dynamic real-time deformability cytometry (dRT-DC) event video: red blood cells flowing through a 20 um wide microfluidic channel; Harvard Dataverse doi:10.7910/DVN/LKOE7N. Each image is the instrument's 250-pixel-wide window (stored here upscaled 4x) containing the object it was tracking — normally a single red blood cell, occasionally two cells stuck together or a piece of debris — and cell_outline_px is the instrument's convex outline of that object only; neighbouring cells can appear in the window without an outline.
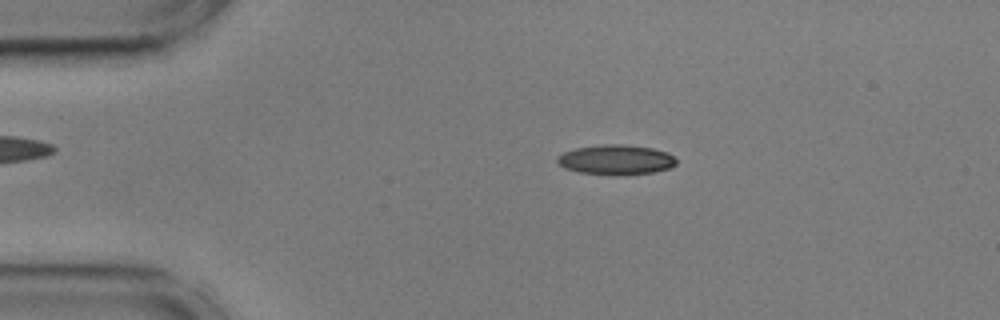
{"species": "common noctule bat (a hibernating species)", "species_latin": "Nyctalus noctula", "temperature_condition": "cold", "stored_images_in_passage": 55, "camera_frame_rate_fps": 3000, "um_per_image_px": 0.085, "animal": {"sex": "male", "body_mass_g": 17.9, "forearm_length_mm": 54.2}, "frame": {"image": 1, "passage_image": 10, "time_ms": 3.0, "image_size_px": [1000, 320], "cell_outline_px": [[676, 164], [668, 168], [652, 172], [580, 172], [564, 168], [556, 160], [556, 156], [564, 152], [576, 148], [604, 144], [624, 144], [652, 148], [668, 152], [676, 160]], "centroid_in_image_um": [52.34, 13.52], "position_along_channel_um": 32.7, "area_um2": 19.71}}
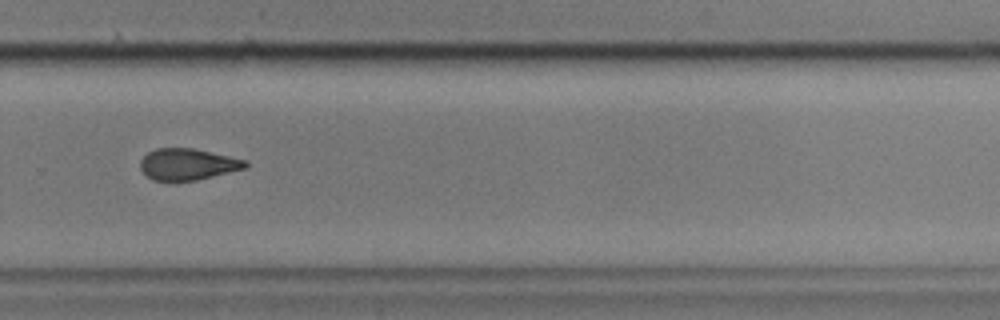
{"frame": {"image": 2, "passage_image": 37, "time_ms": 12.0, "image_size_px": [1000, 320], "cell_outline_px": [[248, 164], [244, 168], [196, 180], [152, 180], [140, 168], [140, 160], [148, 152], [156, 148], [192, 148], [248, 160]], "centroid_in_image_um": [15.94, 13.95], "position_along_channel_um": 313.9, "area_um2": 18.96}}
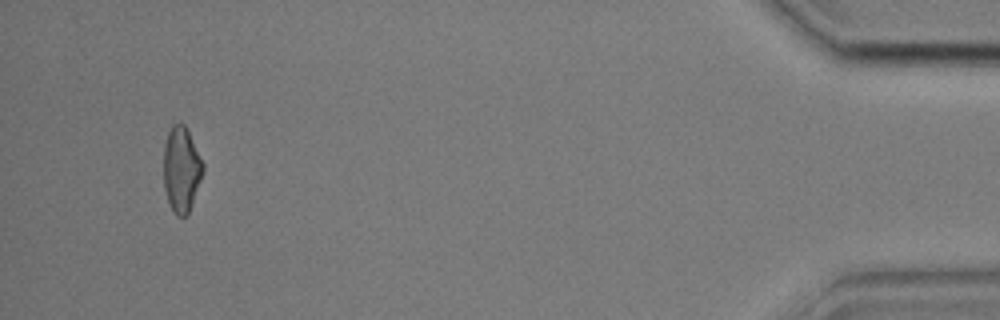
{"frame": {"image": 3, "passage_image": 52, "time_ms": 17.0, "image_size_px": [1000, 320], "cell_outline_px": [[204, 168], [200, 180], [188, 212], [184, 216], [176, 216], [168, 200], [164, 188], [164, 144], [168, 132], [172, 124], [184, 124], [204, 164]], "centroid_in_image_um": [15.4, 14.37], "position_along_channel_um": 419.8, "area_um2": 19.07}, "authors_computed_cell_mechanics": {"area_um2": 19.9988, "velocity_mm_per_s": 3.6062, "shape_relaxation_time_tau1_ms": null, "shape_relaxation_time_tau2_ms": 8.6724, "deformation_change_tau1": null, "deformation_change_tau2": 0.1635}}